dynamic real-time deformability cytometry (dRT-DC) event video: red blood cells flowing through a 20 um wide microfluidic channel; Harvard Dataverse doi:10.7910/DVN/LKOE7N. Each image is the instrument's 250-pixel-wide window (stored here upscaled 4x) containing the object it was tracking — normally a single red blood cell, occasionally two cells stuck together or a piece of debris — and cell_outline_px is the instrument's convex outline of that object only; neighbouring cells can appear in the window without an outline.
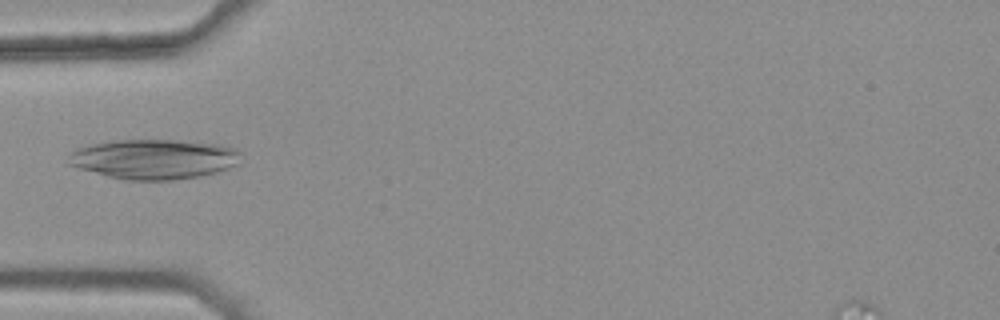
{"species": "common noctule bat (a hibernating species)", "species_latin": "Nyctalus noctula", "temperature_condition": "warm", "stored_images_in_passage": 4, "camera_frame_rate_fps": 3000, "um_per_image_px": 0.085, "animal": {"sex": "female", "body_mass_g": 25.1}, "frame": {"image": 1, "passage_image": 3, "time_ms": 0.667, "image_size_px": [1000, 320], "cell_outline_px": [[240, 164], [216, 172], [200, 176], [172, 180], [124, 180], [108, 176], [80, 168], [68, 164], [68, 156], [76, 148], [92, 144], [116, 140], [180, 140], [220, 144], [232, 148], [240, 152]], "centroid_in_image_um": [13.11, 13.52], "position_along_channel_um": 71.9, "area_um2": 40.06}}
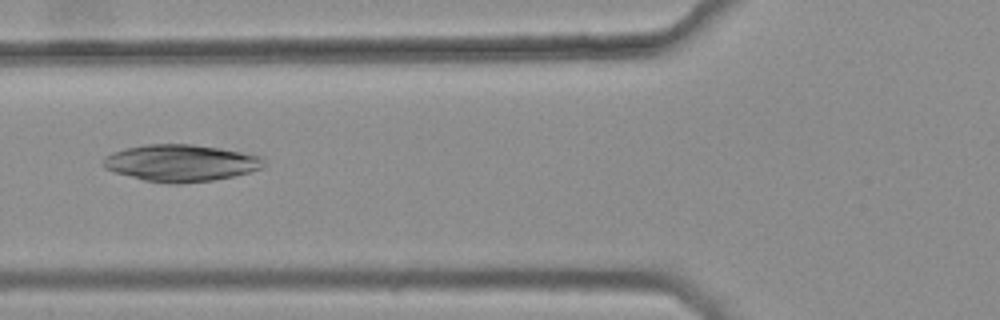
{"frame": {"image": 2, "passage_image": 4, "time_ms": 1.0, "image_size_px": [1000, 320], "cell_outline_px": [[264, 168], [232, 176], [212, 180], [180, 184], [168, 184], [144, 180], [116, 172], [104, 168], [100, 164], [104, 156], [112, 152], [128, 148], [148, 144], [192, 144], [220, 148], [264, 156]], "centroid_in_image_um": [15.37, 13.85], "position_along_channel_um": 110.4, "area_um2": 34.62}}